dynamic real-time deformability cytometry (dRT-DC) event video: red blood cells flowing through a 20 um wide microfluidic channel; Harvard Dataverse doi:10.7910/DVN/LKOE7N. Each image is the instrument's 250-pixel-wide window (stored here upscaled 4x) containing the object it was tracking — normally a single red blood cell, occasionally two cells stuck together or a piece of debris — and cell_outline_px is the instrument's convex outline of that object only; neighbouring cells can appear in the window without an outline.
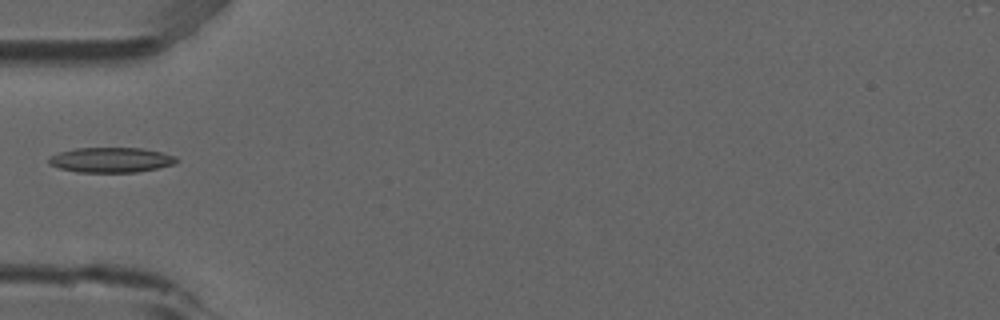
{"species": "common noctule bat (a hibernating species)", "species_latin": "Nyctalus noctula", "temperature_condition": "room temperature", "stored_images_in_passage": 5, "camera_frame_rate_fps": 3000, "um_per_image_px": 0.085, "animal": {"sex": "male", "forearm_length_mm": 52.5}, "frame": {"image": 1, "passage_image": 4, "time_ms": 1.0, "image_size_px": [1000, 320], "cell_outline_px": [[180, 160], [172, 164], [156, 168], [136, 172], [76, 172], [60, 168], [48, 164], [48, 160], [52, 156], [60, 152], [76, 148], [140, 148], [160, 152], [176, 156]], "centroid_in_image_um": [9.43, 13.59], "position_along_channel_um": 75.6, "area_um2": 18.44}}
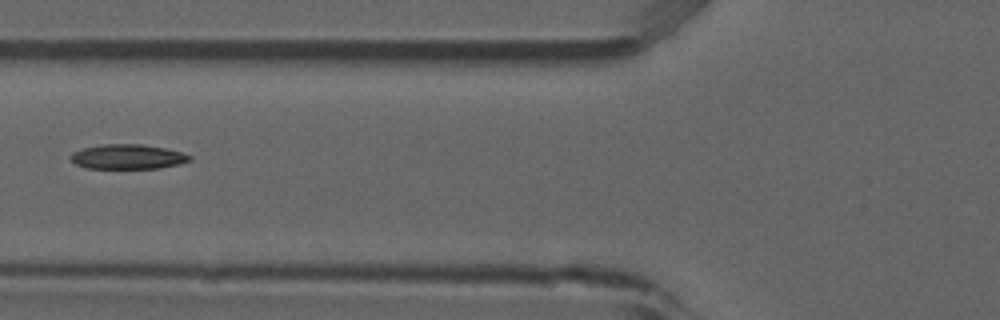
{"frame": {"image": 2, "passage_image": 5, "time_ms": 1.333, "image_size_px": [1000, 320], "cell_outline_px": [[192, 160], [180, 164], [160, 168], [84, 168], [76, 164], [68, 156], [72, 152], [84, 148], [104, 144], [140, 144], [164, 148], [180, 152], [192, 156]], "centroid_in_image_um": [10.85, 13.33], "position_along_channel_um": 115.0, "area_um2": 17.11}}